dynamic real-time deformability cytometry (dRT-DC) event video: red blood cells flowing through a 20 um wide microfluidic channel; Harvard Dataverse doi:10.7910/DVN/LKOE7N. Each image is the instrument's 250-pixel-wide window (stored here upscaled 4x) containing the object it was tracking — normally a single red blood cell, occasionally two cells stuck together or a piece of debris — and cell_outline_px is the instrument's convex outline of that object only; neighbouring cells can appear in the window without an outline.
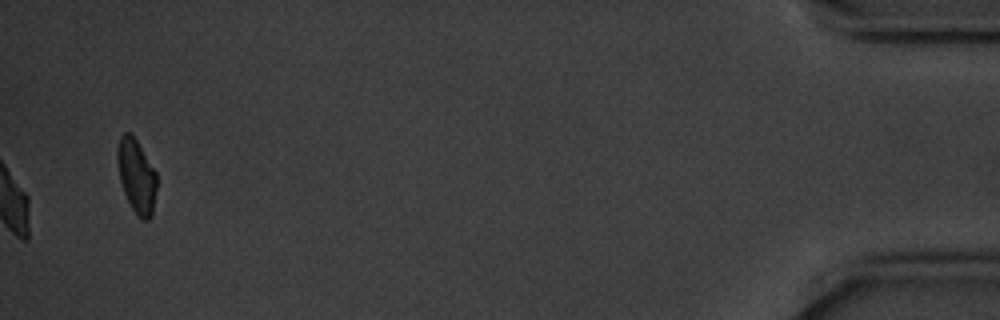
{"species": "common noctule bat (a hibernating species)", "species_latin": "Nyctalus noctula", "temperature_condition": "cold", "stored_images_in_passage": 41, "camera_frame_rate_fps": 3000, "um_per_image_px": 0.085, "animal": {"sex": "male", "body_mass_g": 20.1, "forearm_length_mm": 53.5}, "frame": {"image": 1, "passage_image": 41, "time_ms": 13.333, "image_size_px": [1000, 320], "cell_outline_px": [[156, 188], [152, 216], [148, 220], [140, 220], [136, 216], [124, 192], [120, 180], [116, 160], [116, 148], [120, 136], [124, 132], [132, 132], [156, 172]], "centroid_in_image_um": [11.58, 14.94], "position_along_channel_um": 423.6, "area_um2": 17.17}, "authors_computed_cell_mechanics": {"area_um2": 18.3804, "velocity_mm_per_s": 3.5187, "shape_relaxation_time_tau1_ms": 2.4016, "shape_relaxation_time_tau2_ms": 6.2706, "deformation_change_tau1": 0.1022, "deformation_change_tau2": 0.1011}}